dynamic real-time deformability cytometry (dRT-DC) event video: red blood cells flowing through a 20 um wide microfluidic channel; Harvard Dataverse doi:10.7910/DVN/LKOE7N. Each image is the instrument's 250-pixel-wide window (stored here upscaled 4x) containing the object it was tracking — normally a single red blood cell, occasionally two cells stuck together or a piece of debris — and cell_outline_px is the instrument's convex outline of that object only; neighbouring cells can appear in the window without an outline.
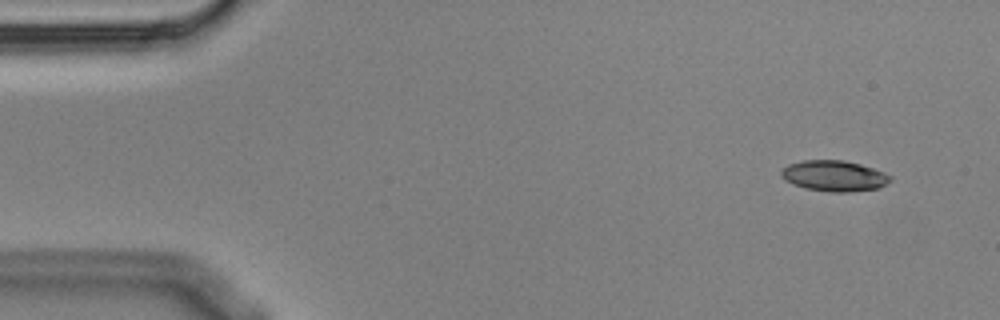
{"species": "Egyptian fruit bat (a non-hibernating species)", "species_latin": "Rousettus aegyptiacus", "temperature_condition": "cold", "stored_images_in_passage": 5, "camera_frame_rate_fps": 3000, "um_per_image_px": 0.085, "animal": {"sex": "male"}, "frame": {"image": 1, "passage_image": 1, "time_ms": 0.0, "image_size_px": [1000, 320], "cell_outline_px": [[892, 180], [880, 188], [848, 192], [828, 192], [804, 188], [792, 184], [784, 180], [780, 176], [780, 168], [788, 164], [804, 160], [844, 160], [860, 164], [884, 172], [892, 176]], "centroid_in_image_um": [70.87, 14.95], "position_along_channel_um": 14.1, "area_um2": 19.88}}
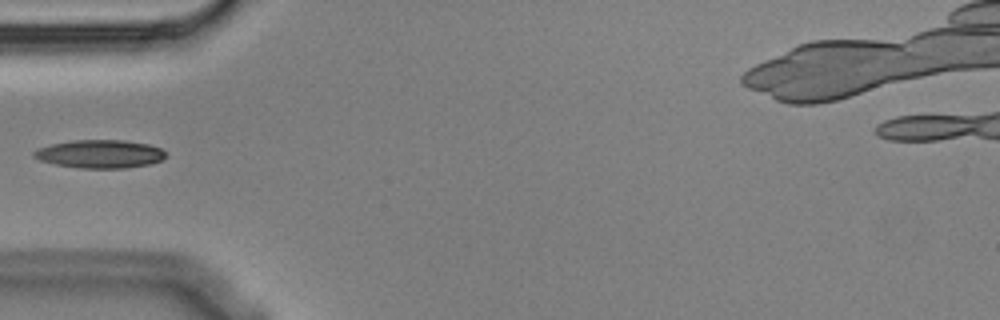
{"frame": {"image": 2, "passage_image": 5, "time_ms": 1.333, "image_size_px": [1000, 320], "cell_outline_px": [[164, 156], [160, 160], [148, 164], [124, 168], [80, 168], [56, 164], [40, 160], [32, 156], [32, 152], [40, 148], [52, 144], [76, 140], [124, 140], [148, 144], [160, 148], [164, 152]], "centroid_in_image_um": [8.47, 13.08], "position_along_channel_um": 76.5, "area_um2": 21.33}}